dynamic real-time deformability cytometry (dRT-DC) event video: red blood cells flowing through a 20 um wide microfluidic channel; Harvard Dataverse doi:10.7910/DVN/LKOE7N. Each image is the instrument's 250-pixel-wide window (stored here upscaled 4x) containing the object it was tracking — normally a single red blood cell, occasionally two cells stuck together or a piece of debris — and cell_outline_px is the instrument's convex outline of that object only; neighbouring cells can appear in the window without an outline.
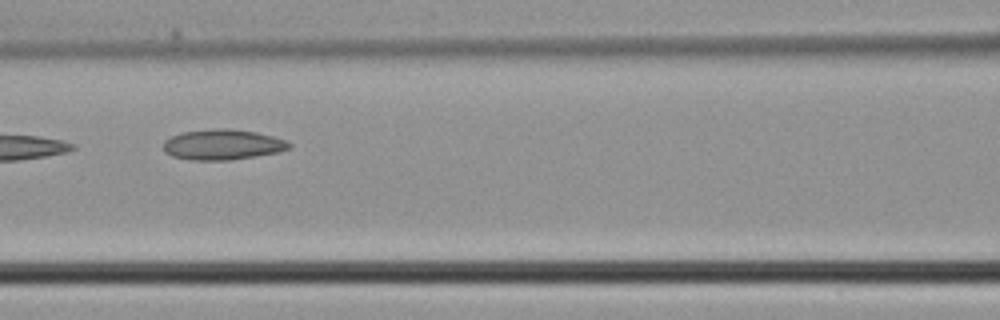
{"species": "common noctule bat (a hibernating species)", "species_latin": "Nyctalus noctula", "temperature_condition": "cold", "stored_images_in_passage": 7, "camera_frame_rate_fps": 3000, "um_per_image_px": 0.085, "animal": {"sex": "male", "body_mass_g": 21.5, "forearm_length_mm": 52.0}, "frame": {"image": 1, "passage_image": 6, "time_ms": 1.667, "image_size_px": [1000, 320], "cell_outline_px": [[292, 148], [280, 152], [256, 156], [228, 160], [192, 160], [172, 156], [164, 152], [164, 140], [180, 132], [216, 128], [228, 128], [256, 132], [288, 140], [292, 144]], "centroid_in_image_um": [18.95, 12.29], "position_along_channel_um": 147.6, "area_um2": 22.54}}